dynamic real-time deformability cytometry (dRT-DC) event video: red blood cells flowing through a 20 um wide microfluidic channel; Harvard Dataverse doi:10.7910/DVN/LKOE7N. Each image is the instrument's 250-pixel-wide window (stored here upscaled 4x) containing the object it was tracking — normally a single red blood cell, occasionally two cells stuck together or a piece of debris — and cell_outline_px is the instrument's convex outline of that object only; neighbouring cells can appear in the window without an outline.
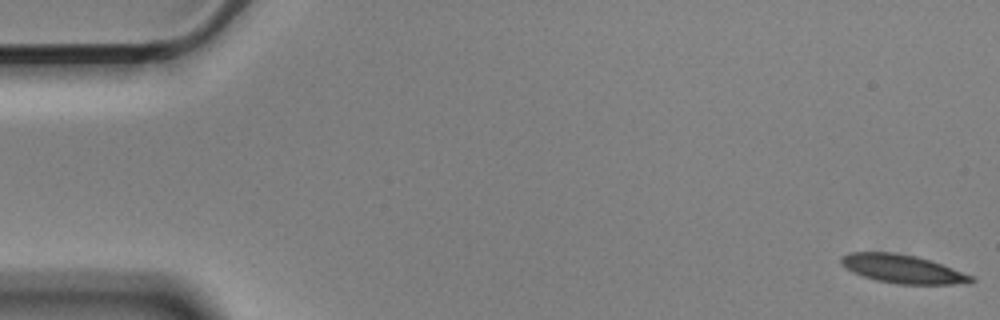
{"species": "Egyptian fruit bat (a non-hibernating species)", "species_latin": "Rousettus aegyptiacus", "temperature_condition": "cold", "stored_images_in_passage": 51, "camera_frame_rate_fps": 3000, "um_per_image_px": 0.085, "animal": {"sex": "male"}, "frame": {"image": 1, "passage_image": 1, "time_ms": 0.0, "image_size_px": [1000, 320], "cell_outline_px": [[976, 280], [952, 284], [896, 284], [876, 280], [852, 272], [840, 264], [840, 260], [848, 252], [896, 252], [916, 256], [932, 260], [972, 276]], "centroid_in_image_um": [76.67, 22.84], "position_along_channel_um": 8.3, "area_um2": 21.44}}
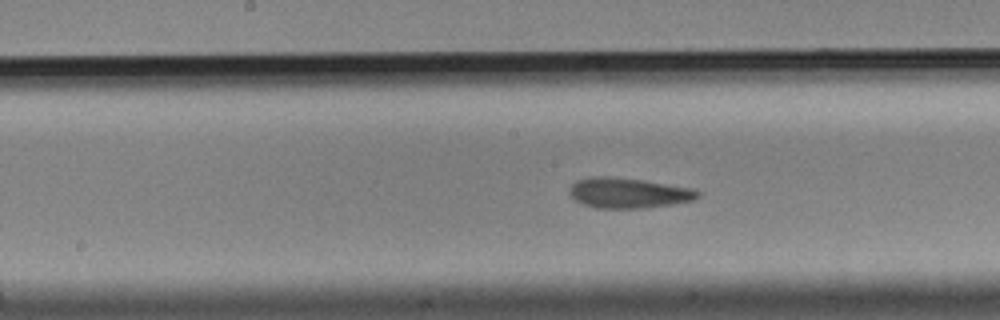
{"frame": {"image": 2, "passage_image": 28, "time_ms": 9.0, "image_size_px": [1000, 320], "cell_outline_px": [[700, 196], [696, 200], [672, 204], [644, 208], [596, 208], [584, 204], [576, 200], [568, 192], [572, 184], [576, 180], [592, 176], [608, 176], [644, 180], [692, 188], [700, 192]], "centroid_in_image_um": [53.43, 16.39], "position_along_channel_um": 194.8, "area_um2": 22.72}}
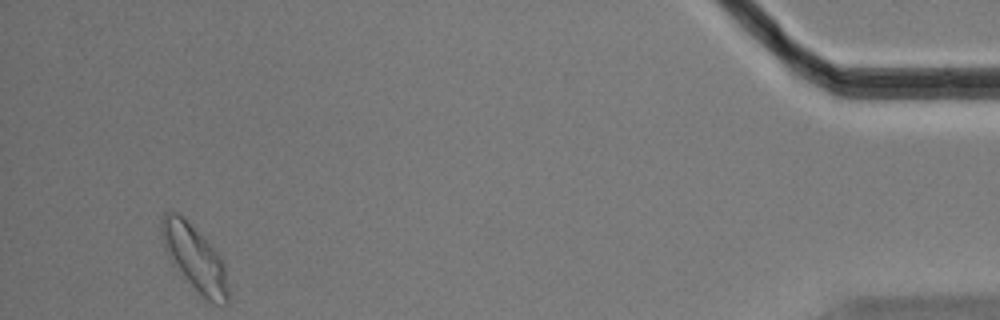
{"frame": {"image": 3, "passage_image": 50, "time_ms": 16.333, "image_size_px": [1000, 320], "cell_outline_px": [[228, 304], [212, 304], [172, 264], [168, 256], [160, 232], [160, 220], [164, 212], [176, 212], [216, 252], [224, 264], [228, 288]], "centroid_in_image_um": [16.53, 21.95], "position_along_channel_um": 418.7, "area_um2": 24.28}, "authors_computed_cell_mechanics": {"area_um2": 21.7328, "velocity_mm_per_s": 3.5674, "shape_relaxation_time_tau1_ms": null, "shape_relaxation_time_tau2_ms": 2.741, "deformation_change_tau1": null, "deformation_change_tau2": 0.0875}}